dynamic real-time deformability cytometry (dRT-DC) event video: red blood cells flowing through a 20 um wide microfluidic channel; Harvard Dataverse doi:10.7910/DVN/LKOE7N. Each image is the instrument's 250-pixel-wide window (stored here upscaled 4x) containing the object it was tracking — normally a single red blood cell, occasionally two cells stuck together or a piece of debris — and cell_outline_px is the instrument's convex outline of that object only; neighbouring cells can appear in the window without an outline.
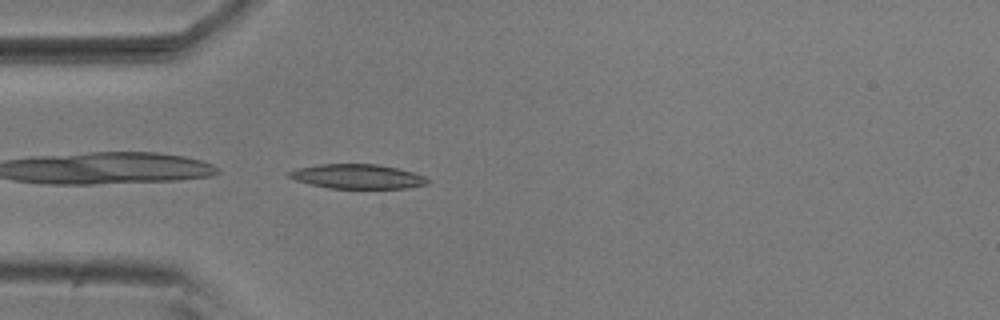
{"species": "common noctule bat (a hibernating species)", "species_latin": "Nyctalus noctula", "temperature_condition": "room temperature", "stored_images_in_passage": 5, "camera_frame_rate_fps": 3000, "um_per_image_px": 0.085, "animal": {"sex": "male", "body_mass_g": 20.5, "forearm_length_mm": 52.5}, "frame": {"image": 1, "passage_image": 5, "time_ms": 1.333, "image_size_px": [1000, 320], "cell_outline_px": [[428, 184], [408, 188], [328, 188], [308, 184], [296, 180], [288, 176], [288, 172], [296, 168], [320, 164], [380, 164], [412, 172], [424, 176], [428, 180]], "centroid_in_image_um": [30.36, 15.0], "position_along_channel_um": 54.6, "area_um2": 19.71}}